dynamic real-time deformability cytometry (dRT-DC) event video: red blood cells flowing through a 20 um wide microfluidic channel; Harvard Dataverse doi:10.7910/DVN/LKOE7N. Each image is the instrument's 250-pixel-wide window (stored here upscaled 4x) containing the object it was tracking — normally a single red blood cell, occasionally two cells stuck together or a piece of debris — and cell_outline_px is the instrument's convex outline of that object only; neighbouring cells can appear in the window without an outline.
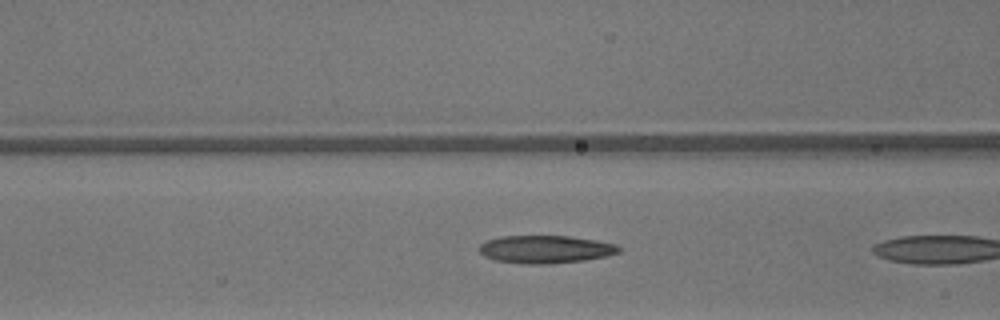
{"species": "common noctule bat (a hibernating species)", "species_latin": "Nyctalus noctula", "temperature_condition": "warm", "stored_images_in_passage": 6, "camera_frame_rate_fps": 3000, "um_per_image_px": 0.085, "animal": {"sex": "male", "body_mass_g": 13.3}, "frame": {"image": 1, "passage_image": 5, "time_ms": 1.333, "image_size_px": [1000, 320], "cell_outline_px": [[620, 252], [608, 256], [584, 260], [548, 264], [528, 264], [496, 260], [484, 256], [480, 252], [480, 244], [488, 240], [500, 236], [568, 236], [596, 240], [616, 244], [620, 248]], "centroid_in_image_um": [46.39, 21.19], "position_along_channel_um": 120.2, "area_um2": 22.54}}